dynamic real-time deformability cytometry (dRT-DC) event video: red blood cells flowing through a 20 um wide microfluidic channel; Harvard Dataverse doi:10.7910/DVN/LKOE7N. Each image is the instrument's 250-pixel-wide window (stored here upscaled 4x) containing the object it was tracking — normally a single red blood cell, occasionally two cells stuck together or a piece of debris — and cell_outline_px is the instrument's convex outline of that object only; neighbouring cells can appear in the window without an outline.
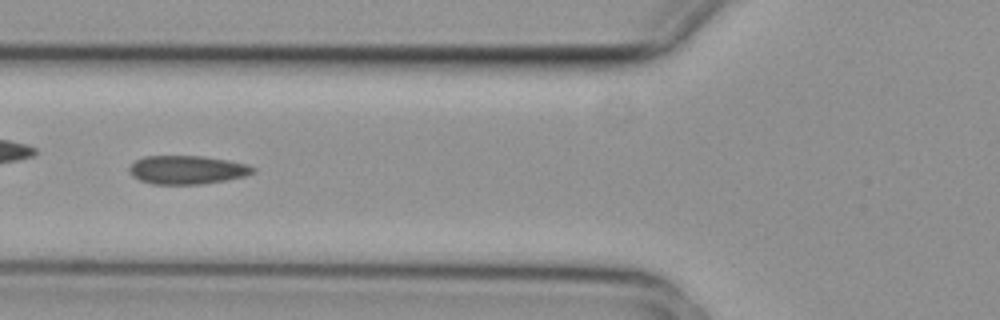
{"species": "common noctule bat (a hibernating species)", "species_latin": "Nyctalus noctula", "temperature_condition": "cold", "stored_images_in_passage": 8, "camera_frame_rate_fps": 3000, "um_per_image_px": 0.085, "animal": {"sex": "female", "body_mass_g": 29.2, "forearm_length_mm": 56.3}, "frame": {"image": 1, "passage_image": 6, "time_ms": 1.667, "image_size_px": [1000, 320], "cell_outline_px": [[256, 172], [244, 176], [228, 180], [200, 184], [152, 184], [140, 180], [132, 176], [128, 168], [136, 160], [144, 156], [200, 156], [228, 160], [248, 164], [256, 168]], "centroid_in_image_um": [15.93, 14.44], "position_along_channel_um": 109.9, "area_um2": 20.63}}
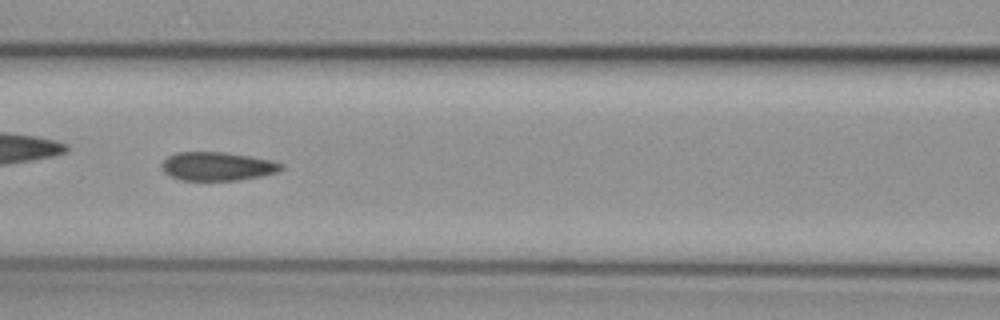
{"frame": {"image": 2, "passage_image": 7, "time_ms": 2.0, "image_size_px": [1000, 320], "cell_outline_px": [[284, 168], [276, 172], [264, 176], [240, 180], [180, 180], [164, 172], [160, 168], [160, 164], [168, 156], [176, 152], [224, 152], [272, 160], [284, 164]], "centroid_in_image_um": [18.48, 14.14], "position_along_channel_um": 148.1, "area_um2": 20.06}}
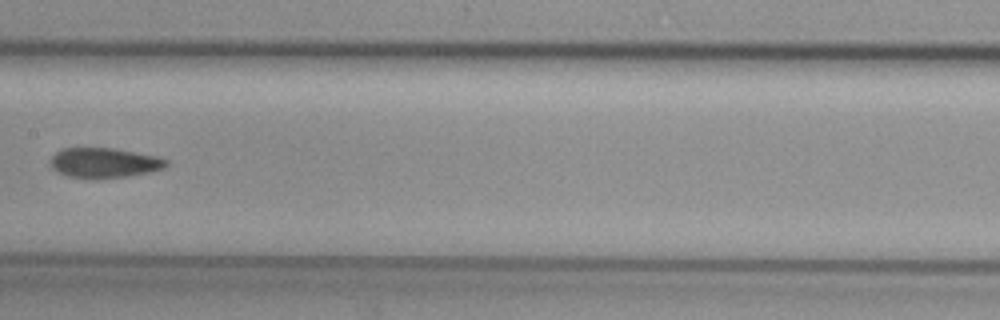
{"frame": {"image": 3, "passage_image": 8, "time_ms": 2.333, "image_size_px": [1000, 320], "cell_outline_px": [[168, 164], [164, 168], [148, 172], [124, 176], [68, 176], [52, 168], [52, 156], [56, 152], [64, 148], [112, 148], [156, 156], [168, 160]], "centroid_in_image_um": [8.89, 13.8], "position_along_channel_um": 198.5, "area_um2": 19.25}}